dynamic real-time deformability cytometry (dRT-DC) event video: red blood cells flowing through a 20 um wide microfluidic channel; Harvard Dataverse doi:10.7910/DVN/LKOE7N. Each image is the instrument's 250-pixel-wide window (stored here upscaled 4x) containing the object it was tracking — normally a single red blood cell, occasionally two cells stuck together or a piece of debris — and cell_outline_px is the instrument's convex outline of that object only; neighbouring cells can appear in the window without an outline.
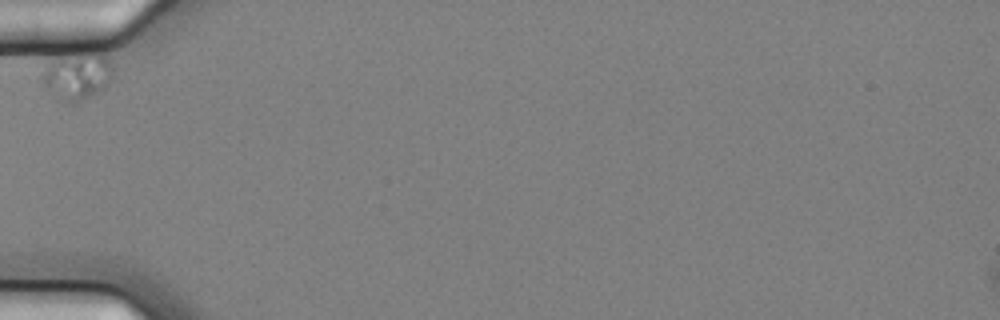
{"species": "common noctule bat (a hibernating species)", "species_latin": "Nyctalus noctula", "temperature_condition": "cold", "stored_images_in_passage": 6, "camera_frame_rate_fps": 3000, "um_per_image_px": 0.085, "animal": {"sex": "female", "body_mass_g": 25.1}, "frame": {"image": 1, "passage_image": 1, "time_ms": 0.0, "image_size_px": [1000, 320], "cell_outline_px": [[112, 76], [104, 88], [100, 92], [80, 104], [64, 104], [56, 100], [44, 84], [44, 68], [48, 64], [60, 56], [104, 56], [108, 60], [112, 68]], "centroid_in_image_um": [6.54, 6.61], "position_along_channel_um": 78.5, "area_um2": 18.96}}
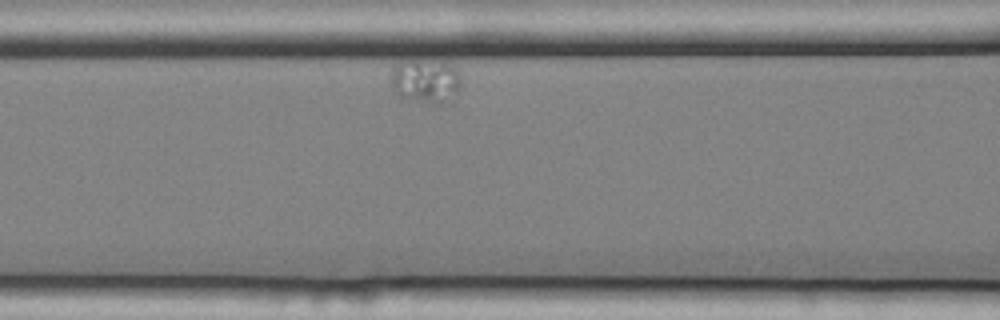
{"frame": {"image": 2, "passage_image": 3, "time_ms": 0.667, "image_size_px": [1000, 320], "cell_outline_px": [[460, 88], [452, 100], [444, 104], [436, 104], [408, 100], [392, 92], [392, 68], [396, 64], [412, 60], [444, 60], [456, 68], [460, 76]], "centroid_in_image_um": [36.21, 6.89], "position_along_channel_um": 130.4, "area_um2": 18.5}}
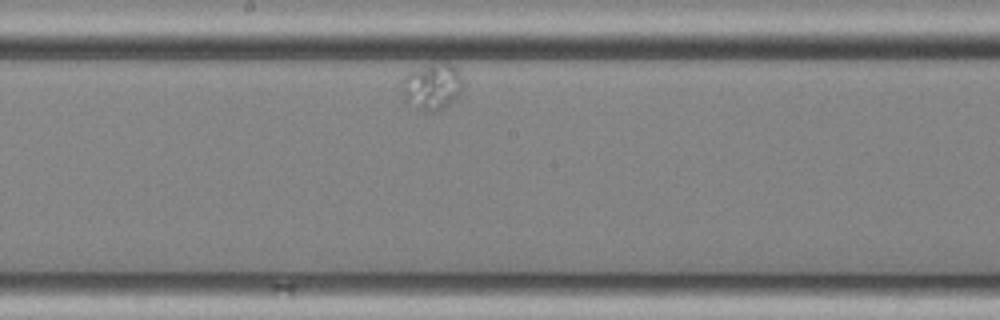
{"frame": {"image": 3, "passage_image": 6, "time_ms": 1.667, "image_size_px": [1000, 320], "cell_outline_px": [[464, 88], [456, 100], [444, 108], [436, 112], [428, 112], [416, 108], [404, 100], [400, 80], [408, 72], [432, 64], [448, 64], [460, 72], [464, 80]], "centroid_in_image_um": [36.75, 7.4], "position_along_channel_um": 211.5, "area_um2": 16.76}}